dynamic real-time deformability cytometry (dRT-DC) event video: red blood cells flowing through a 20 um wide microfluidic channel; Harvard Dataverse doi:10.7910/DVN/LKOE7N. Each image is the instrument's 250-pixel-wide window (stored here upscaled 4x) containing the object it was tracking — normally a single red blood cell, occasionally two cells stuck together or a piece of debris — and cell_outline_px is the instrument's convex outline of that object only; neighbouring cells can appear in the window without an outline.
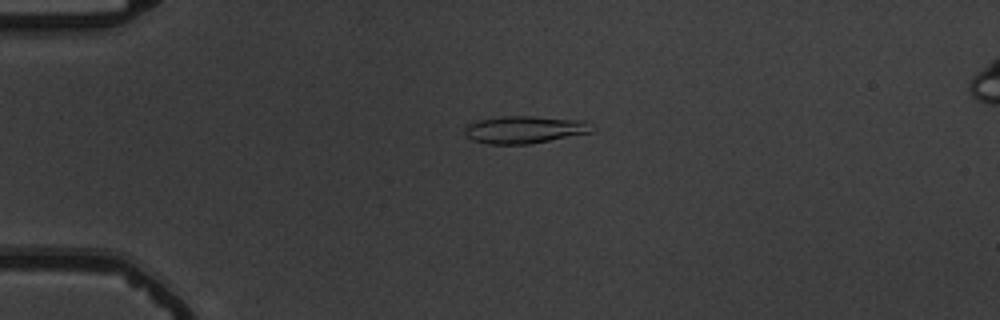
{"species": "common noctule bat (a hibernating species)", "species_latin": "Nyctalus noctula", "temperature_condition": "warm", "stored_images_in_passage": 42, "camera_frame_rate_fps": 3000, "um_per_image_px": 0.085, "animal": {"sex": "male", "body_mass_g": 19.5, "forearm_length_mm": 54.6}, "frame": {"image": 1, "passage_image": 1, "time_ms": 0.0, "image_size_px": [1000, 320], "cell_outline_px": [[596, 128], [592, 132], [528, 144], [488, 144], [472, 140], [464, 136], [464, 124], [480, 120], [504, 116], [536, 116], [584, 120], [596, 124]], "centroid_in_image_um": [44.61, 11.01], "position_along_channel_um": 40.4, "area_um2": 20.69}}
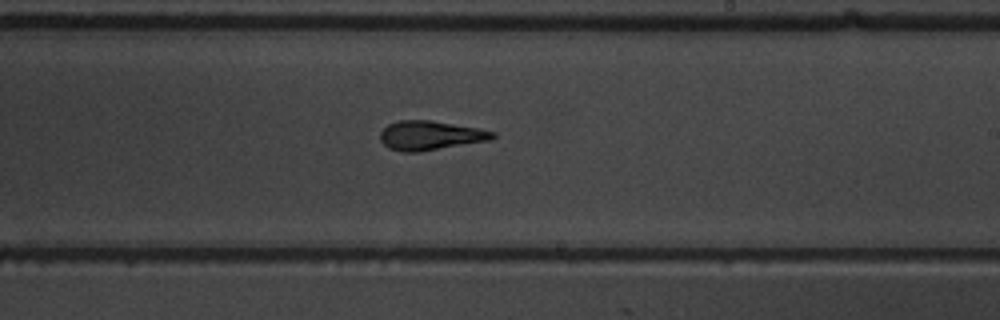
{"frame": {"image": 2, "passage_image": 21, "time_ms": 6.667, "image_size_px": [1000, 320], "cell_outline_px": [[496, 136], [492, 140], [416, 152], [404, 152], [388, 148], [380, 140], [380, 132], [388, 124], [400, 120], [432, 120], [476, 128], [496, 132]], "centroid_in_image_um": [36.57, 11.51], "position_along_channel_um": 252.4, "area_um2": 19.07}}
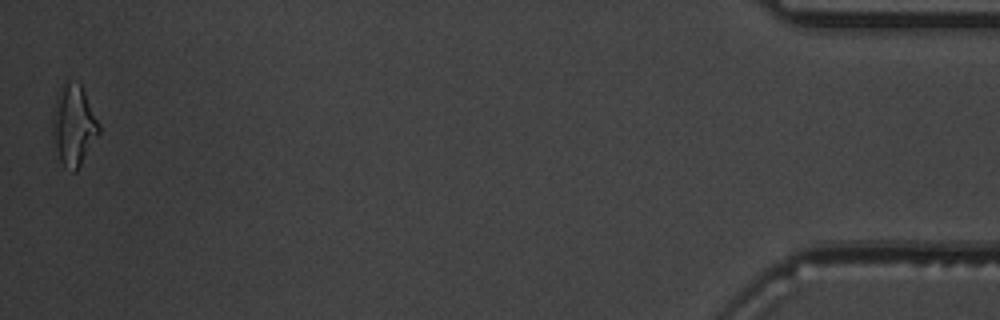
{"frame": {"image": 3, "passage_image": 42, "time_ms": 13.667, "image_size_px": [1000, 320], "cell_outline_px": [[100, 132], [76, 172], [72, 172], [64, 168], [60, 160], [52, 140], [52, 116], [56, 96], [64, 80], [68, 80], [80, 84], [100, 124]], "centroid_in_image_um": [6.23, 10.66], "position_along_channel_um": 429.0, "area_um2": 21.96}, "authors_computed_cell_mechanics": {"area_um2": 19.0451, "velocity_mm_per_s": 3.7267, "shape_relaxation_time_tau1_ms": 7.3406, "shape_relaxation_time_tau2_ms": 2.3545, "deformation_change_tau1": 0.2652, "deformation_change_tau2": 0.117}}